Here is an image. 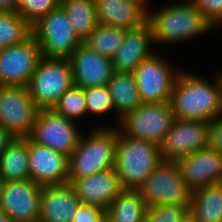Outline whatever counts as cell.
I'll return each mask as SVG.
<instances>
[{
  "instance_id": "1",
  "label": "cell",
  "mask_w": 222,
  "mask_h": 222,
  "mask_svg": "<svg viewBox=\"0 0 222 222\" xmlns=\"http://www.w3.org/2000/svg\"><path fill=\"white\" fill-rule=\"evenodd\" d=\"M215 84L206 82L196 74L179 73L169 101L174 118L182 121L212 122L221 115L222 101L218 78Z\"/></svg>"
},
{
  "instance_id": "2",
  "label": "cell",
  "mask_w": 222,
  "mask_h": 222,
  "mask_svg": "<svg viewBox=\"0 0 222 222\" xmlns=\"http://www.w3.org/2000/svg\"><path fill=\"white\" fill-rule=\"evenodd\" d=\"M162 160L159 145L117 129L114 168L124 190H137Z\"/></svg>"
},
{
  "instance_id": "3",
  "label": "cell",
  "mask_w": 222,
  "mask_h": 222,
  "mask_svg": "<svg viewBox=\"0 0 222 222\" xmlns=\"http://www.w3.org/2000/svg\"><path fill=\"white\" fill-rule=\"evenodd\" d=\"M155 43H175L190 39L213 27L189 0L149 13L147 20Z\"/></svg>"
},
{
  "instance_id": "4",
  "label": "cell",
  "mask_w": 222,
  "mask_h": 222,
  "mask_svg": "<svg viewBox=\"0 0 222 222\" xmlns=\"http://www.w3.org/2000/svg\"><path fill=\"white\" fill-rule=\"evenodd\" d=\"M116 128H99L89 137H80L78 146L68 157V183L102 172L115 165Z\"/></svg>"
},
{
  "instance_id": "5",
  "label": "cell",
  "mask_w": 222,
  "mask_h": 222,
  "mask_svg": "<svg viewBox=\"0 0 222 222\" xmlns=\"http://www.w3.org/2000/svg\"><path fill=\"white\" fill-rule=\"evenodd\" d=\"M144 203L191 207L192 191L185 185L176 161L162 160L136 190Z\"/></svg>"
},
{
  "instance_id": "6",
  "label": "cell",
  "mask_w": 222,
  "mask_h": 222,
  "mask_svg": "<svg viewBox=\"0 0 222 222\" xmlns=\"http://www.w3.org/2000/svg\"><path fill=\"white\" fill-rule=\"evenodd\" d=\"M31 34L45 58L69 59L82 43L60 5L31 25Z\"/></svg>"
},
{
  "instance_id": "7",
  "label": "cell",
  "mask_w": 222,
  "mask_h": 222,
  "mask_svg": "<svg viewBox=\"0 0 222 222\" xmlns=\"http://www.w3.org/2000/svg\"><path fill=\"white\" fill-rule=\"evenodd\" d=\"M73 84L69 59L41 57L27 88L38 109H52Z\"/></svg>"
},
{
  "instance_id": "8",
  "label": "cell",
  "mask_w": 222,
  "mask_h": 222,
  "mask_svg": "<svg viewBox=\"0 0 222 222\" xmlns=\"http://www.w3.org/2000/svg\"><path fill=\"white\" fill-rule=\"evenodd\" d=\"M125 136L148 140L161 145L175 118L170 102L142 103L121 118Z\"/></svg>"
},
{
  "instance_id": "9",
  "label": "cell",
  "mask_w": 222,
  "mask_h": 222,
  "mask_svg": "<svg viewBox=\"0 0 222 222\" xmlns=\"http://www.w3.org/2000/svg\"><path fill=\"white\" fill-rule=\"evenodd\" d=\"M78 130L73 120L53 109H39L29 138L69 157L78 146L81 137Z\"/></svg>"
},
{
  "instance_id": "10",
  "label": "cell",
  "mask_w": 222,
  "mask_h": 222,
  "mask_svg": "<svg viewBox=\"0 0 222 222\" xmlns=\"http://www.w3.org/2000/svg\"><path fill=\"white\" fill-rule=\"evenodd\" d=\"M38 110L27 87L0 86V125L15 137L31 135Z\"/></svg>"
},
{
  "instance_id": "11",
  "label": "cell",
  "mask_w": 222,
  "mask_h": 222,
  "mask_svg": "<svg viewBox=\"0 0 222 222\" xmlns=\"http://www.w3.org/2000/svg\"><path fill=\"white\" fill-rule=\"evenodd\" d=\"M41 57L32 34L20 43L1 49L0 86L27 87Z\"/></svg>"
},
{
  "instance_id": "12",
  "label": "cell",
  "mask_w": 222,
  "mask_h": 222,
  "mask_svg": "<svg viewBox=\"0 0 222 222\" xmlns=\"http://www.w3.org/2000/svg\"><path fill=\"white\" fill-rule=\"evenodd\" d=\"M156 54L145 59L133 72L142 103L169 102L178 74Z\"/></svg>"
},
{
  "instance_id": "13",
  "label": "cell",
  "mask_w": 222,
  "mask_h": 222,
  "mask_svg": "<svg viewBox=\"0 0 222 222\" xmlns=\"http://www.w3.org/2000/svg\"><path fill=\"white\" fill-rule=\"evenodd\" d=\"M210 122L175 119L160 145L162 159L177 161L208 147Z\"/></svg>"
},
{
  "instance_id": "14",
  "label": "cell",
  "mask_w": 222,
  "mask_h": 222,
  "mask_svg": "<svg viewBox=\"0 0 222 222\" xmlns=\"http://www.w3.org/2000/svg\"><path fill=\"white\" fill-rule=\"evenodd\" d=\"M41 187L30 179L3 182L0 209L15 222H38Z\"/></svg>"
},
{
  "instance_id": "15",
  "label": "cell",
  "mask_w": 222,
  "mask_h": 222,
  "mask_svg": "<svg viewBox=\"0 0 222 222\" xmlns=\"http://www.w3.org/2000/svg\"><path fill=\"white\" fill-rule=\"evenodd\" d=\"M30 180L41 186L68 183V157L53 149L36 144L28 137Z\"/></svg>"
},
{
  "instance_id": "16",
  "label": "cell",
  "mask_w": 222,
  "mask_h": 222,
  "mask_svg": "<svg viewBox=\"0 0 222 222\" xmlns=\"http://www.w3.org/2000/svg\"><path fill=\"white\" fill-rule=\"evenodd\" d=\"M185 185L195 191L222 178V154L206 147L176 161Z\"/></svg>"
},
{
  "instance_id": "17",
  "label": "cell",
  "mask_w": 222,
  "mask_h": 222,
  "mask_svg": "<svg viewBox=\"0 0 222 222\" xmlns=\"http://www.w3.org/2000/svg\"><path fill=\"white\" fill-rule=\"evenodd\" d=\"M71 185L81 204L99 206L105 211L124 190L115 168L74 180Z\"/></svg>"
},
{
  "instance_id": "18",
  "label": "cell",
  "mask_w": 222,
  "mask_h": 222,
  "mask_svg": "<svg viewBox=\"0 0 222 222\" xmlns=\"http://www.w3.org/2000/svg\"><path fill=\"white\" fill-rule=\"evenodd\" d=\"M74 84L83 88L106 86L113 73L110 58L99 55L83 42L69 58Z\"/></svg>"
},
{
  "instance_id": "19",
  "label": "cell",
  "mask_w": 222,
  "mask_h": 222,
  "mask_svg": "<svg viewBox=\"0 0 222 222\" xmlns=\"http://www.w3.org/2000/svg\"><path fill=\"white\" fill-rule=\"evenodd\" d=\"M150 24L125 30L121 47L111 58L113 72L133 73L145 59L151 57L150 43H153Z\"/></svg>"
},
{
  "instance_id": "20",
  "label": "cell",
  "mask_w": 222,
  "mask_h": 222,
  "mask_svg": "<svg viewBox=\"0 0 222 222\" xmlns=\"http://www.w3.org/2000/svg\"><path fill=\"white\" fill-rule=\"evenodd\" d=\"M71 184L42 186L40 192V216L38 222H73L80 207Z\"/></svg>"
},
{
  "instance_id": "21",
  "label": "cell",
  "mask_w": 222,
  "mask_h": 222,
  "mask_svg": "<svg viewBox=\"0 0 222 222\" xmlns=\"http://www.w3.org/2000/svg\"><path fill=\"white\" fill-rule=\"evenodd\" d=\"M98 23L123 30L141 26L147 10L135 0H95Z\"/></svg>"
},
{
  "instance_id": "22",
  "label": "cell",
  "mask_w": 222,
  "mask_h": 222,
  "mask_svg": "<svg viewBox=\"0 0 222 222\" xmlns=\"http://www.w3.org/2000/svg\"><path fill=\"white\" fill-rule=\"evenodd\" d=\"M2 182L30 179L28 137H15L0 157Z\"/></svg>"
},
{
  "instance_id": "23",
  "label": "cell",
  "mask_w": 222,
  "mask_h": 222,
  "mask_svg": "<svg viewBox=\"0 0 222 222\" xmlns=\"http://www.w3.org/2000/svg\"><path fill=\"white\" fill-rule=\"evenodd\" d=\"M107 87L113 109L121 115V118L142 104L133 73L113 72Z\"/></svg>"
},
{
  "instance_id": "24",
  "label": "cell",
  "mask_w": 222,
  "mask_h": 222,
  "mask_svg": "<svg viewBox=\"0 0 222 222\" xmlns=\"http://www.w3.org/2000/svg\"><path fill=\"white\" fill-rule=\"evenodd\" d=\"M189 217L194 222H222V191L218 184L192 191Z\"/></svg>"
},
{
  "instance_id": "25",
  "label": "cell",
  "mask_w": 222,
  "mask_h": 222,
  "mask_svg": "<svg viewBox=\"0 0 222 222\" xmlns=\"http://www.w3.org/2000/svg\"><path fill=\"white\" fill-rule=\"evenodd\" d=\"M147 208L136 190H123L109 205L106 219L110 222H145Z\"/></svg>"
},
{
  "instance_id": "26",
  "label": "cell",
  "mask_w": 222,
  "mask_h": 222,
  "mask_svg": "<svg viewBox=\"0 0 222 222\" xmlns=\"http://www.w3.org/2000/svg\"><path fill=\"white\" fill-rule=\"evenodd\" d=\"M74 32L83 42L97 27L95 0H65L60 3Z\"/></svg>"
},
{
  "instance_id": "27",
  "label": "cell",
  "mask_w": 222,
  "mask_h": 222,
  "mask_svg": "<svg viewBox=\"0 0 222 222\" xmlns=\"http://www.w3.org/2000/svg\"><path fill=\"white\" fill-rule=\"evenodd\" d=\"M124 36L123 29L98 24L83 43L99 55L111 59L121 47Z\"/></svg>"
},
{
  "instance_id": "28",
  "label": "cell",
  "mask_w": 222,
  "mask_h": 222,
  "mask_svg": "<svg viewBox=\"0 0 222 222\" xmlns=\"http://www.w3.org/2000/svg\"><path fill=\"white\" fill-rule=\"evenodd\" d=\"M31 26L14 11H0V50L25 40Z\"/></svg>"
},
{
  "instance_id": "29",
  "label": "cell",
  "mask_w": 222,
  "mask_h": 222,
  "mask_svg": "<svg viewBox=\"0 0 222 222\" xmlns=\"http://www.w3.org/2000/svg\"><path fill=\"white\" fill-rule=\"evenodd\" d=\"M52 109L71 120L82 117L86 114L84 88L73 84Z\"/></svg>"
},
{
  "instance_id": "30",
  "label": "cell",
  "mask_w": 222,
  "mask_h": 222,
  "mask_svg": "<svg viewBox=\"0 0 222 222\" xmlns=\"http://www.w3.org/2000/svg\"><path fill=\"white\" fill-rule=\"evenodd\" d=\"M59 5L58 0H19L15 12L31 26Z\"/></svg>"
},
{
  "instance_id": "31",
  "label": "cell",
  "mask_w": 222,
  "mask_h": 222,
  "mask_svg": "<svg viewBox=\"0 0 222 222\" xmlns=\"http://www.w3.org/2000/svg\"><path fill=\"white\" fill-rule=\"evenodd\" d=\"M189 218V208L178 205H150L146 222H185Z\"/></svg>"
},
{
  "instance_id": "32",
  "label": "cell",
  "mask_w": 222,
  "mask_h": 222,
  "mask_svg": "<svg viewBox=\"0 0 222 222\" xmlns=\"http://www.w3.org/2000/svg\"><path fill=\"white\" fill-rule=\"evenodd\" d=\"M86 113L102 114L113 109L112 98L106 86L84 88Z\"/></svg>"
},
{
  "instance_id": "33",
  "label": "cell",
  "mask_w": 222,
  "mask_h": 222,
  "mask_svg": "<svg viewBox=\"0 0 222 222\" xmlns=\"http://www.w3.org/2000/svg\"><path fill=\"white\" fill-rule=\"evenodd\" d=\"M212 27L222 22V0H190Z\"/></svg>"
},
{
  "instance_id": "34",
  "label": "cell",
  "mask_w": 222,
  "mask_h": 222,
  "mask_svg": "<svg viewBox=\"0 0 222 222\" xmlns=\"http://www.w3.org/2000/svg\"><path fill=\"white\" fill-rule=\"evenodd\" d=\"M106 211L99 206L83 205L76 210L73 222H103Z\"/></svg>"
},
{
  "instance_id": "35",
  "label": "cell",
  "mask_w": 222,
  "mask_h": 222,
  "mask_svg": "<svg viewBox=\"0 0 222 222\" xmlns=\"http://www.w3.org/2000/svg\"><path fill=\"white\" fill-rule=\"evenodd\" d=\"M208 146L222 154V114L210 122Z\"/></svg>"
},
{
  "instance_id": "36",
  "label": "cell",
  "mask_w": 222,
  "mask_h": 222,
  "mask_svg": "<svg viewBox=\"0 0 222 222\" xmlns=\"http://www.w3.org/2000/svg\"><path fill=\"white\" fill-rule=\"evenodd\" d=\"M14 139L15 136L0 125V157Z\"/></svg>"
},
{
  "instance_id": "37",
  "label": "cell",
  "mask_w": 222,
  "mask_h": 222,
  "mask_svg": "<svg viewBox=\"0 0 222 222\" xmlns=\"http://www.w3.org/2000/svg\"><path fill=\"white\" fill-rule=\"evenodd\" d=\"M19 0H0V11H16Z\"/></svg>"
},
{
  "instance_id": "38",
  "label": "cell",
  "mask_w": 222,
  "mask_h": 222,
  "mask_svg": "<svg viewBox=\"0 0 222 222\" xmlns=\"http://www.w3.org/2000/svg\"><path fill=\"white\" fill-rule=\"evenodd\" d=\"M0 222H15L8 214L0 209Z\"/></svg>"
},
{
  "instance_id": "39",
  "label": "cell",
  "mask_w": 222,
  "mask_h": 222,
  "mask_svg": "<svg viewBox=\"0 0 222 222\" xmlns=\"http://www.w3.org/2000/svg\"><path fill=\"white\" fill-rule=\"evenodd\" d=\"M217 78H218V82H219L220 89H221V101H222V73L219 74V76Z\"/></svg>"
},
{
  "instance_id": "40",
  "label": "cell",
  "mask_w": 222,
  "mask_h": 222,
  "mask_svg": "<svg viewBox=\"0 0 222 222\" xmlns=\"http://www.w3.org/2000/svg\"><path fill=\"white\" fill-rule=\"evenodd\" d=\"M135 1L139 2L147 10V6H146L147 1L146 0H135Z\"/></svg>"
},
{
  "instance_id": "41",
  "label": "cell",
  "mask_w": 222,
  "mask_h": 222,
  "mask_svg": "<svg viewBox=\"0 0 222 222\" xmlns=\"http://www.w3.org/2000/svg\"><path fill=\"white\" fill-rule=\"evenodd\" d=\"M218 186L220 187L221 191H222V178L218 181Z\"/></svg>"
},
{
  "instance_id": "42",
  "label": "cell",
  "mask_w": 222,
  "mask_h": 222,
  "mask_svg": "<svg viewBox=\"0 0 222 222\" xmlns=\"http://www.w3.org/2000/svg\"><path fill=\"white\" fill-rule=\"evenodd\" d=\"M2 178L0 177V194H1V186H2Z\"/></svg>"
},
{
  "instance_id": "43",
  "label": "cell",
  "mask_w": 222,
  "mask_h": 222,
  "mask_svg": "<svg viewBox=\"0 0 222 222\" xmlns=\"http://www.w3.org/2000/svg\"><path fill=\"white\" fill-rule=\"evenodd\" d=\"M185 222H194L190 217Z\"/></svg>"
}]
</instances>
